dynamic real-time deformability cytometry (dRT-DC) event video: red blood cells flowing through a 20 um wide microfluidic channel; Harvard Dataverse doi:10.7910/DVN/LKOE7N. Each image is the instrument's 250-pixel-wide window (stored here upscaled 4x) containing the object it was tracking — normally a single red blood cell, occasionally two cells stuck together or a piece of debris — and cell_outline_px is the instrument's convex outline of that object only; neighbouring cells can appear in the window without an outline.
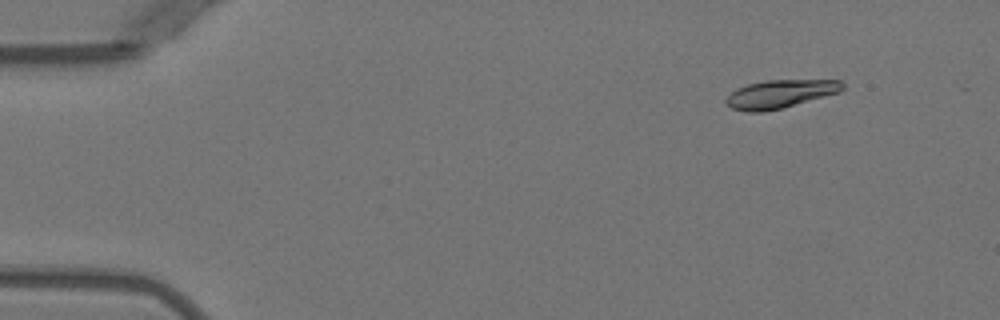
{"species": "Egyptian fruit bat (a non-hibernating species)", "species_latin": "Rousettus aegyptiacus", "temperature_condition": "warm", "stored_images_in_passage": 7, "camera_frame_rate_fps": 3000, "um_per_image_px": 0.085, "animal": {"sex": "female"}, "frame": {"image": 1, "passage_image": 1, "time_ms": 0.0, "image_size_px": [1000, 320], "cell_outline_px": [[844, 88], [840, 92], [780, 108], [760, 112], [748, 112], [732, 108], [724, 100], [736, 88], [748, 84], [764, 80], [840, 80], [844, 84]], "centroid_in_image_um": [66.31, 7.97], "position_along_channel_um": 18.7, "area_um2": 18.9}}
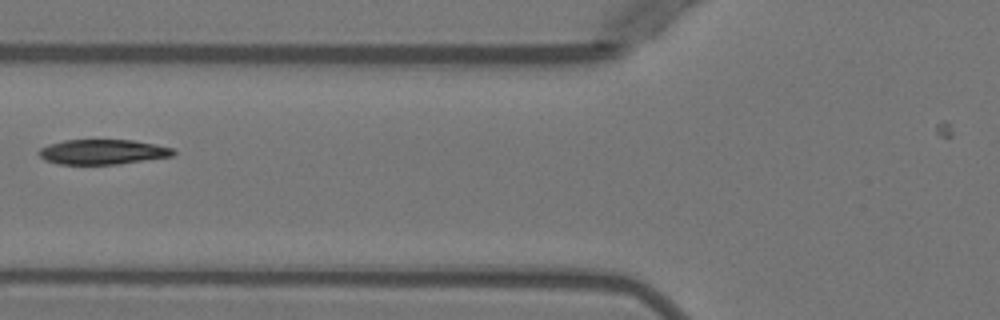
{"frame": {"image": 2, "passage_image": 5, "time_ms": 5.0, "image_size_px": [1000, 320], "cell_outline_px": [[176, 152], [172, 156], [116, 164], [60, 164], [44, 160], [36, 152], [40, 148], [48, 144], [64, 140], [132, 140], [172, 148]], "centroid_in_image_um": [8.66, 12.91], "position_along_channel_um": 117.1, "area_um2": 19.36}}
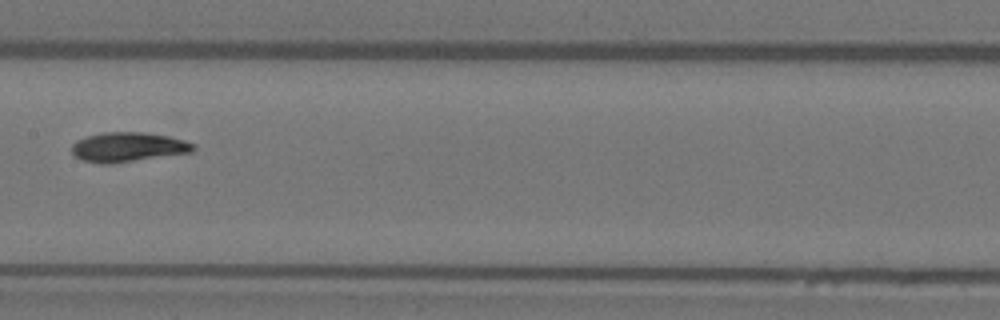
{"frame": {"image": 3, "passage_image": 7, "time_ms": 7.0, "image_size_px": [1000, 320], "cell_outline_px": [[196, 148], [192, 152], [112, 164], [104, 164], [84, 160], [76, 156], [72, 152], [72, 144], [76, 140], [100, 132], [144, 132], [168, 136], [184, 140], [196, 144]], "centroid_in_image_um": [10.9, 12.49], "position_along_channel_um": 196.5, "area_um2": 20.98}}